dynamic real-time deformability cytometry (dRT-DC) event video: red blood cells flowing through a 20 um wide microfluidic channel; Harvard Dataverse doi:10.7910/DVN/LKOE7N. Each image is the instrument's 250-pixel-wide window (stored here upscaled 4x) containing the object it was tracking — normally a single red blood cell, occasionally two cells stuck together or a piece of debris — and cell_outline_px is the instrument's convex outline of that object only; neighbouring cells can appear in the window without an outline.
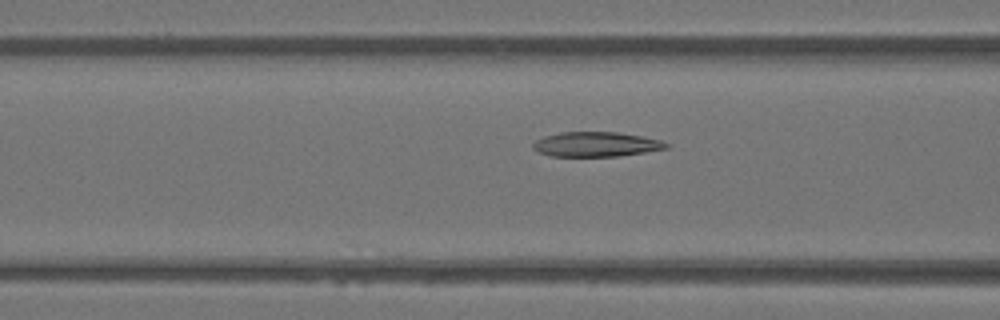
{"species": "Egyptian fruit bat (a non-hibernating species)", "species_latin": "Rousettus aegyptiacus", "temperature_condition": "warm", "stored_images_in_passage": 42, "camera_frame_rate_fps": 3000, "um_per_image_px": 0.085, "animal": {"sex": "female"}, "frame": {"image": 1, "passage_image": 12, "time_ms": 3.667, "image_size_px": [1000, 320], "cell_outline_px": [[672, 144], [668, 148], [620, 156], [548, 156], [536, 152], [532, 148], [532, 144], [536, 140], [544, 136], [560, 132], [620, 132], [660, 140]], "centroid_in_image_um": [50.64, 12.27], "position_along_channel_um": 116.0, "area_um2": 19.36}}
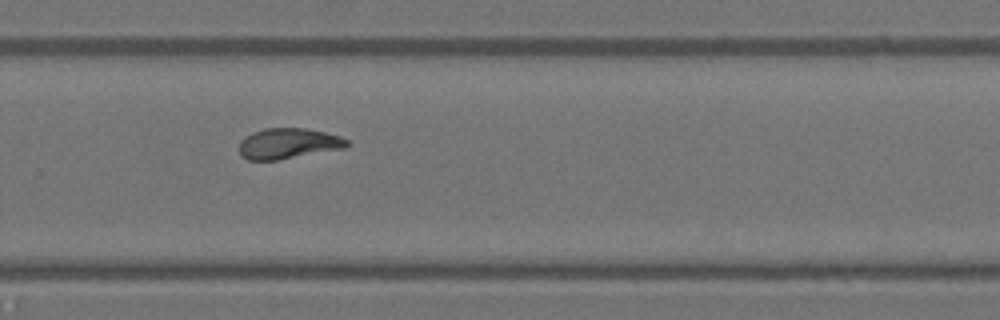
{"frame": {"image": 2, "passage_image": 26, "time_ms": 8.333, "image_size_px": [1000, 320], "cell_outline_px": [[352, 144], [344, 148], [276, 160], [248, 160], [240, 156], [240, 140], [252, 132], [264, 128], [304, 128], [324, 132], [340, 136], [348, 140]], "centroid_in_image_um": [24.5, 12.19], "position_along_channel_um": 305.3, "area_um2": 19.19}}
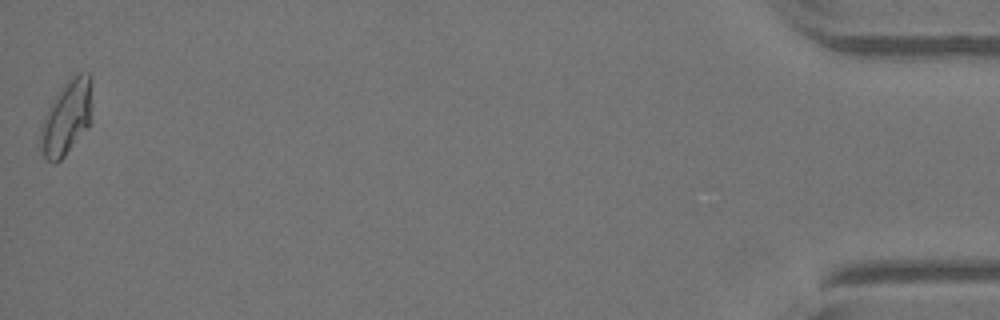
{"frame": {"image": 3, "passage_image": 42, "time_ms": 13.667, "image_size_px": [1000, 320], "cell_outline_px": [[92, 120], [88, 128], [64, 156], [56, 164], [52, 164], [44, 160], [40, 140], [40, 128], [48, 108], [52, 100], [64, 84], [72, 76], [80, 72], [88, 72], [92, 76]], "centroid_in_image_um": [5.7, 9.99], "position_along_channel_um": 429.5, "area_um2": 22.89}, "authors_computed_cell_mechanics": {"area_um2": 19.6231, "velocity_mm_per_s": 4.0763, "shape_relaxation_time_tau1_ms": 7.7167, "shape_relaxation_time_tau2_ms": 3.3164, "deformation_change_tau1": 0.2621, "deformation_change_tau2": 0.0821}}